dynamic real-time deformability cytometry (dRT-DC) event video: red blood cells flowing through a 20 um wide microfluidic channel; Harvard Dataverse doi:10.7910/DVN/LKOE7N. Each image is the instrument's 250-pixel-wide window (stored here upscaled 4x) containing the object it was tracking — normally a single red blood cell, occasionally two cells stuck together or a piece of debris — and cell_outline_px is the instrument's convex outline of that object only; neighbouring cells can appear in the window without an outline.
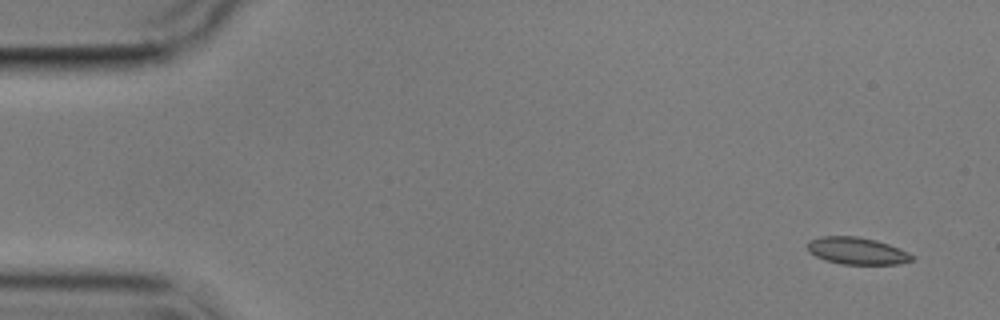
{"species": "common noctule bat (a hibernating species)", "species_latin": "Nyctalus noctula", "temperature_condition": "cold", "stored_images_in_passage": 4, "camera_frame_rate_fps": 3000, "um_per_image_px": 0.085, "animal": {"sex": "male", "body_mass_g": 17.9}, "frame": {"image": 1, "passage_image": 1, "time_ms": 0.0, "image_size_px": [1000, 320], "cell_outline_px": [[916, 260], [900, 264], [840, 264], [824, 260], [808, 252], [808, 240], [820, 236], [856, 236], [876, 240], [888, 244], [908, 252], [916, 256]], "centroid_in_image_um": [72.86, 21.33], "position_along_channel_um": 12.1, "area_um2": 16.7}}
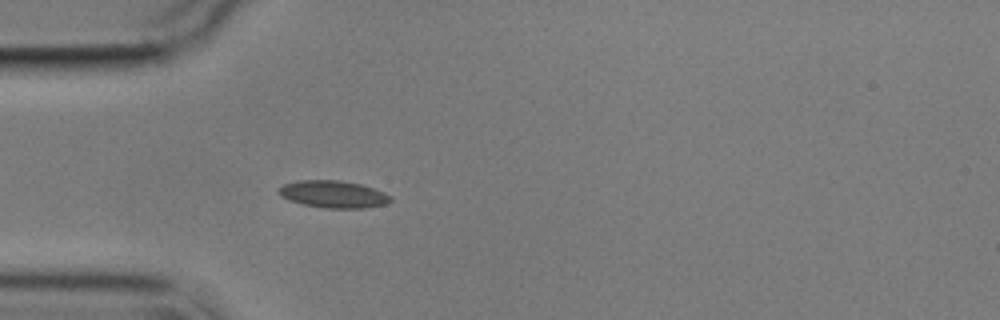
{"frame": {"image": 2, "passage_image": 4, "time_ms": 4.333, "image_size_px": [1000, 320], "cell_outline_px": [[392, 200], [384, 204], [364, 208], [324, 208], [304, 204], [280, 196], [276, 192], [284, 184], [300, 180], [340, 180], [360, 184], [384, 192], [392, 196]], "centroid_in_image_um": [28.34, 16.5], "position_along_channel_um": 56.7, "area_um2": 17.57}}